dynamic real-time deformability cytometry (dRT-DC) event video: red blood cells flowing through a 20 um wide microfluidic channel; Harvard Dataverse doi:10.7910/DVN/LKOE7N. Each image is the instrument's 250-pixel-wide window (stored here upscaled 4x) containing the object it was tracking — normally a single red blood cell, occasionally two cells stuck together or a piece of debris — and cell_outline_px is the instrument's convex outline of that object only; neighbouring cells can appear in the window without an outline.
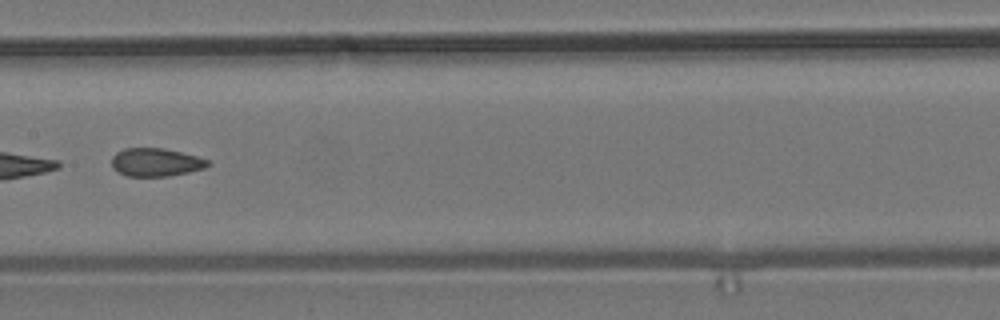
{"species": "common noctule bat (a hibernating species)", "species_latin": "Nyctalus noctula", "temperature_condition": "room temperature", "stored_images_in_passage": 9, "camera_frame_rate_fps": 3000, "um_per_image_px": 0.085, "animal": {"sex": "male", "body_mass_g": 19.2, "forearm_length_mm": 51.8}, "frame": {"image": 1, "passage_image": 6, "time_ms": 1.667, "image_size_px": [1000, 320], "cell_outline_px": [[212, 164], [204, 168], [188, 172], [168, 176], [128, 176], [116, 172], [112, 168], [112, 156], [116, 152], [124, 148], [164, 148], [196, 156], [208, 160]], "centroid_in_image_um": [13.21, 13.79], "position_along_channel_um": 194.2, "area_um2": 15.84}}
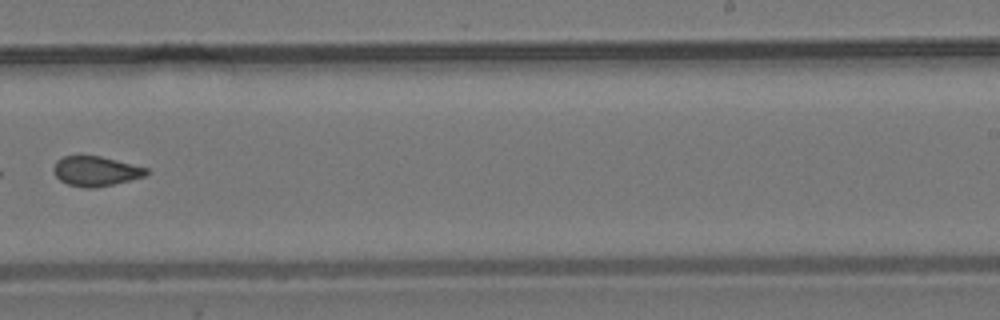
{"frame": {"image": 2, "passage_image": 8, "time_ms": 2.333, "image_size_px": [1000, 320], "cell_outline_px": [[148, 172], [144, 176], [96, 188], [84, 188], [68, 184], [60, 180], [52, 172], [52, 168], [56, 160], [64, 156], [100, 156], [148, 168]], "centroid_in_image_um": [8.08, 14.55], "position_along_channel_um": 280.9, "area_um2": 16.01}}
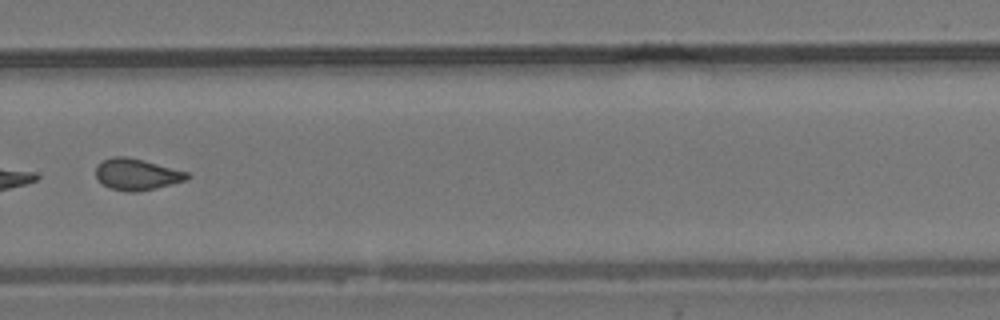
{"frame": {"image": 3, "passage_image": 9, "time_ms": 2.667, "image_size_px": [1000, 320], "cell_outline_px": [[192, 176], [188, 180], [172, 184], [136, 192], [128, 192], [108, 188], [96, 176], [96, 164], [112, 156], [124, 156], [144, 160], [188, 172]], "centroid_in_image_um": [11.64, 14.82], "position_along_channel_um": 318.2, "area_um2": 16.76}}